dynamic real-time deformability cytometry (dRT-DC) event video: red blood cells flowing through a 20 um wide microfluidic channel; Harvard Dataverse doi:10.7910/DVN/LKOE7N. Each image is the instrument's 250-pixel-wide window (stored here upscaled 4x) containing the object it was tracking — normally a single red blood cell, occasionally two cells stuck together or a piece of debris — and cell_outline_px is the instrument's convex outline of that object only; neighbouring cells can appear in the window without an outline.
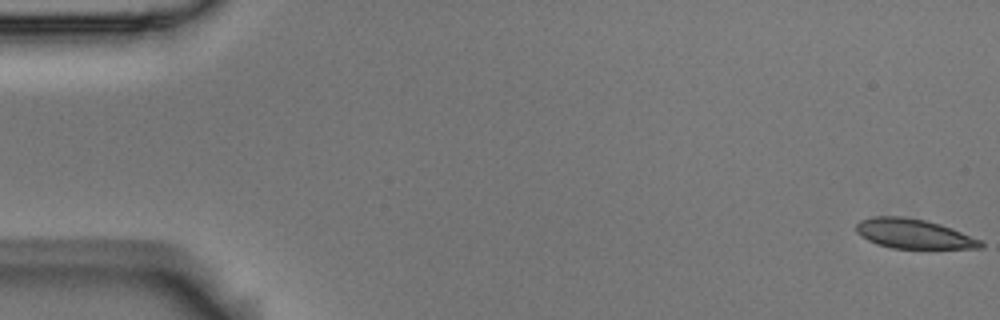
{"species": "Egyptian fruit bat (a non-hibernating species)", "species_latin": "Rousettus aegyptiacus", "temperature_condition": "room temperature", "stored_images_in_passage": 7, "camera_frame_rate_fps": 3000, "um_per_image_px": 0.085, "animal": {"sex": "male"}, "frame": {"image": 1, "passage_image": 1, "time_ms": 0.0, "image_size_px": [1000, 320], "cell_outline_px": [[984, 248], [892, 248], [876, 244], [860, 236], [856, 232], [856, 224], [860, 220], [872, 216], [904, 216], [924, 220], [940, 224], [952, 228], [980, 240], [984, 244]], "centroid_in_image_um": [77.62, 19.86], "position_along_channel_um": 7.4, "area_um2": 21.44}}
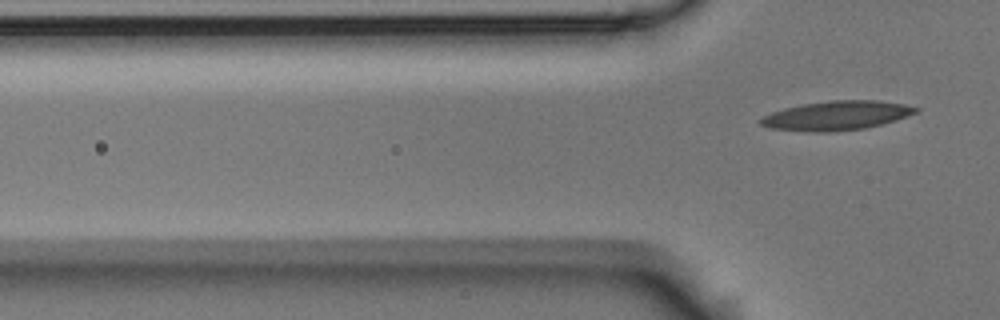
{"frame": {"image": 2, "passage_image": 7, "time_ms": 2.0, "image_size_px": [1000, 320], "cell_outline_px": [[920, 108], [916, 112], [896, 120], [864, 128], [836, 132], [808, 132], [772, 128], [760, 124], [756, 120], [772, 112], [784, 108], [804, 104], [832, 100], [876, 100], [904, 104]], "centroid_in_image_um": [71.08, 9.83], "position_along_channel_um": 54.7, "area_um2": 26.3}}